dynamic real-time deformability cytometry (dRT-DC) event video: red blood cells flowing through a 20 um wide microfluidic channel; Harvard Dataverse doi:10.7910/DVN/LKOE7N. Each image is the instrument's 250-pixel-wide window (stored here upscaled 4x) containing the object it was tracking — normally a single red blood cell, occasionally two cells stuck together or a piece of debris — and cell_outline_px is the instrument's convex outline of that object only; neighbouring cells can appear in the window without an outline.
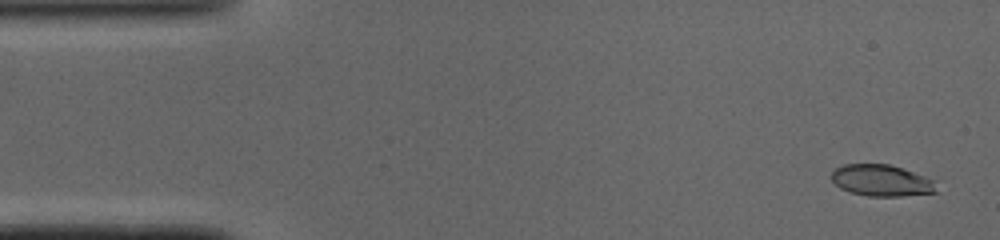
{"species": "common noctule bat (a hibernating species)", "species_latin": "Nyctalus noctula", "temperature_condition": "cold", "stored_images_in_passage": 49, "camera_frame_rate_fps": 3000, "um_per_image_px": 0.085, "animal": {"sex": "male", "body_mass_g": 19.0, "forearm_length_mm": 50.8}, "frame": {"image": 1, "passage_image": 2, "time_ms": 0.333, "image_size_px": [1000, 240], "cell_outline_px": [[936, 192], [900, 196], [868, 196], [852, 192], [840, 188], [832, 180], [832, 172], [836, 168], [844, 164], [888, 164], [924, 176], [932, 180]], "centroid_in_image_um": [74.88, 15.34], "position_along_channel_um": 10.1, "area_um2": 18.79}}
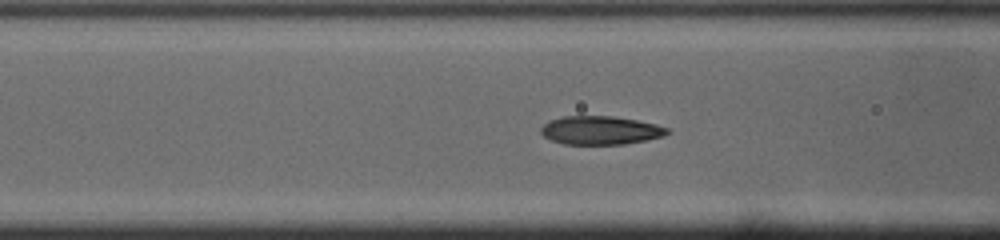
{"frame": {"image": 2, "passage_image": 18, "time_ms": 5.667, "image_size_px": [1000, 240], "cell_outline_px": [[672, 132], [664, 136], [624, 144], [564, 144], [552, 140], [544, 136], [540, 132], [540, 128], [544, 124], [552, 120], [564, 116], [612, 116], [636, 120], [656, 124], [668, 128]], "centroid_in_image_um": [51.06, 11.07], "position_along_channel_um": 115.5, "area_um2": 20.87}}
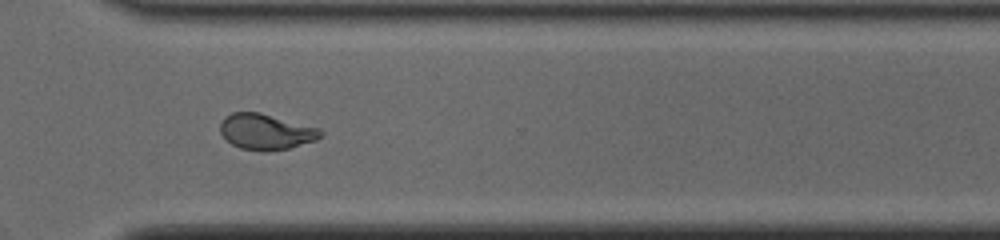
{"frame": {"image": 3, "passage_image": 35, "time_ms": 11.333, "image_size_px": [1000, 240], "cell_outline_px": [[324, 136], [316, 140], [288, 148], [268, 152], [264, 152], [240, 148], [232, 144], [220, 132], [220, 124], [224, 116], [232, 112], [260, 112], [320, 128], [324, 132]], "centroid_in_image_um": [22.63, 11.19], "position_along_channel_um": 348.0, "area_um2": 21.1}, "authors_computed_cell_mechanics": {"area_um2": 20.9814, "velocity_mm_per_s": 4.0966, "shape_relaxation_time_tau1_ms": 6.4175, "shape_relaxation_time_tau2_ms": 1.5241, "deformation_change_tau1": 0.2191, "deformation_change_tau2": 0.0751}}